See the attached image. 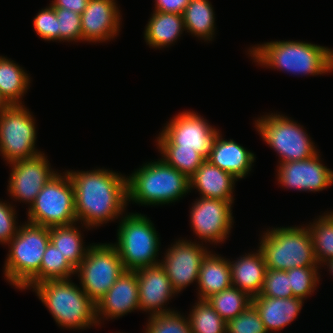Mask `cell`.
<instances>
[{
	"instance_id": "6da1fadb",
	"label": "cell",
	"mask_w": 333,
	"mask_h": 333,
	"mask_svg": "<svg viewBox=\"0 0 333 333\" xmlns=\"http://www.w3.org/2000/svg\"><path fill=\"white\" fill-rule=\"evenodd\" d=\"M74 187L77 223L97 228L119 219L128 205L127 177L113 170H66ZM121 215V216H120Z\"/></svg>"
},
{
	"instance_id": "7a4b0ae2",
	"label": "cell",
	"mask_w": 333,
	"mask_h": 333,
	"mask_svg": "<svg viewBox=\"0 0 333 333\" xmlns=\"http://www.w3.org/2000/svg\"><path fill=\"white\" fill-rule=\"evenodd\" d=\"M247 52L263 68L298 76L333 72V49L311 42L276 40L254 45Z\"/></svg>"
},
{
	"instance_id": "3957f363",
	"label": "cell",
	"mask_w": 333,
	"mask_h": 333,
	"mask_svg": "<svg viewBox=\"0 0 333 333\" xmlns=\"http://www.w3.org/2000/svg\"><path fill=\"white\" fill-rule=\"evenodd\" d=\"M127 192L128 204L168 205L191 193L190 178L158 158L127 176Z\"/></svg>"
},
{
	"instance_id": "277c9868",
	"label": "cell",
	"mask_w": 333,
	"mask_h": 333,
	"mask_svg": "<svg viewBox=\"0 0 333 333\" xmlns=\"http://www.w3.org/2000/svg\"><path fill=\"white\" fill-rule=\"evenodd\" d=\"M72 281L47 280L32 289L58 326L71 330L98 326L96 304Z\"/></svg>"
},
{
	"instance_id": "5b68a950",
	"label": "cell",
	"mask_w": 333,
	"mask_h": 333,
	"mask_svg": "<svg viewBox=\"0 0 333 333\" xmlns=\"http://www.w3.org/2000/svg\"><path fill=\"white\" fill-rule=\"evenodd\" d=\"M259 249L267 269L287 271L295 267H320L308 227L283 226L263 231Z\"/></svg>"
},
{
	"instance_id": "8992f818",
	"label": "cell",
	"mask_w": 333,
	"mask_h": 333,
	"mask_svg": "<svg viewBox=\"0 0 333 333\" xmlns=\"http://www.w3.org/2000/svg\"><path fill=\"white\" fill-rule=\"evenodd\" d=\"M117 250L125 270L160 264V237L153 222L141 213L124 214L118 224L117 241L111 243Z\"/></svg>"
},
{
	"instance_id": "52a82bcc",
	"label": "cell",
	"mask_w": 333,
	"mask_h": 333,
	"mask_svg": "<svg viewBox=\"0 0 333 333\" xmlns=\"http://www.w3.org/2000/svg\"><path fill=\"white\" fill-rule=\"evenodd\" d=\"M50 242V228L25 222L8 245L4 278L21 290L40 270L45 249Z\"/></svg>"
},
{
	"instance_id": "ba28073f",
	"label": "cell",
	"mask_w": 333,
	"mask_h": 333,
	"mask_svg": "<svg viewBox=\"0 0 333 333\" xmlns=\"http://www.w3.org/2000/svg\"><path fill=\"white\" fill-rule=\"evenodd\" d=\"M254 125L262 140L279 155L278 164L305 160L319 152L303 126L284 114L267 113Z\"/></svg>"
},
{
	"instance_id": "9c48e42d",
	"label": "cell",
	"mask_w": 333,
	"mask_h": 333,
	"mask_svg": "<svg viewBox=\"0 0 333 333\" xmlns=\"http://www.w3.org/2000/svg\"><path fill=\"white\" fill-rule=\"evenodd\" d=\"M27 221L51 228L77 223L74 187L68 172L57 173L27 208Z\"/></svg>"
},
{
	"instance_id": "30bf717a",
	"label": "cell",
	"mask_w": 333,
	"mask_h": 333,
	"mask_svg": "<svg viewBox=\"0 0 333 333\" xmlns=\"http://www.w3.org/2000/svg\"><path fill=\"white\" fill-rule=\"evenodd\" d=\"M125 271L116 248L111 243L90 244L85 258L76 268L79 286L96 304Z\"/></svg>"
},
{
	"instance_id": "8fae6325",
	"label": "cell",
	"mask_w": 333,
	"mask_h": 333,
	"mask_svg": "<svg viewBox=\"0 0 333 333\" xmlns=\"http://www.w3.org/2000/svg\"><path fill=\"white\" fill-rule=\"evenodd\" d=\"M32 112L25 105H11L0 113V154L7 164L34 157L37 130Z\"/></svg>"
},
{
	"instance_id": "7c38bea8",
	"label": "cell",
	"mask_w": 333,
	"mask_h": 333,
	"mask_svg": "<svg viewBox=\"0 0 333 333\" xmlns=\"http://www.w3.org/2000/svg\"><path fill=\"white\" fill-rule=\"evenodd\" d=\"M234 201L214 198H197L192 203L190 223L193 233L201 243H224L233 228L232 205Z\"/></svg>"
},
{
	"instance_id": "4fadbf2b",
	"label": "cell",
	"mask_w": 333,
	"mask_h": 333,
	"mask_svg": "<svg viewBox=\"0 0 333 333\" xmlns=\"http://www.w3.org/2000/svg\"><path fill=\"white\" fill-rule=\"evenodd\" d=\"M209 251L201 242L180 238L167 248L160 265L177 295L190 284L198 282L202 260Z\"/></svg>"
},
{
	"instance_id": "5bb4252c",
	"label": "cell",
	"mask_w": 333,
	"mask_h": 333,
	"mask_svg": "<svg viewBox=\"0 0 333 333\" xmlns=\"http://www.w3.org/2000/svg\"><path fill=\"white\" fill-rule=\"evenodd\" d=\"M49 162L42 152L34 157L9 163L11 173L7 193L13 201L24 202L30 207L45 184L58 173L51 168Z\"/></svg>"
},
{
	"instance_id": "9a60e30c",
	"label": "cell",
	"mask_w": 333,
	"mask_h": 333,
	"mask_svg": "<svg viewBox=\"0 0 333 333\" xmlns=\"http://www.w3.org/2000/svg\"><path fill=\"white\" fill-rule=\"evenodd\" d=\"M161 131L174 146L194 149L207 159L220 130L197 112L185 110L167 121Z\"/></svg>"
},
{
	"instance_id": "2e32d148",
	"label": "cell",
	"mask_w": 333,
	"mask_h": 333,
	"mask_svg": "<svg viewBox=\"0 0 333 333\" xmlns=\"http://www.w3.org/2000/svg\"><path fill=\"white\" fill-rule=\"evenodd\" d=\"M319 152L305 160L279 163L277 181L289 190L319 192L333 184V171L323 165Z\"/></svg>"
},
{
	"instance_id": "e0dca14e",
	"label": "cell",
	"mask_w": 333,
	"mask_h": 333,
	"mask_svg": "<svg viewBox=\"0 0 333 333\" xmlns=\"http://www.w3.org/2000/svg\"><path fill=\"white\" fill-rule=\"evenodd\" d=\"M116 0H88L81 14L83 42L105 43L114 40L122 26Z\"/></svg>"
},
{
	"instance_id": "ac0fdd59",
	"label": "cell",
	"mask_w": 333,
	"mask_h": 333,
	"mask_svg": "<svg viewBox=\"0 0 333 333\" xmlns=\"http://www.w3.org/2000/svg\"><path fill=\"white\" fill-rule=\"evenodd\" d=\"M139 311V288L135 271L125 270L114 285L96 303L97 324Z\"/></svg>"
},
{
	"instance_id": "d6986e66",
	"label": "cell",
	"mask_w": 333,
	"mask_h": 333,
	"mask_svg": "<svg viewBox=\"0 0 333 333\" xmlns=\"http://www.w3.org/2000/svg\"><path fill=\"white\" fill-rule=\"evenodd\" d=\"M134 271L138 279L140 311L149 312V316L176 311L165 306L176 292L160 264Z\"/></svg>"
},
{
	"instance_id": "ffe728a7",
	"label": "cell",
	"mask_w": 333,
	"mask_h": 333,
	"mask_svg": "<svg viewBox=\"0 0 333 333\" xmlns=\"http://www.w3.org/2000/svg\"><path fill=\"white\" fill-rule=\"evenodd\" d=\"M221 133L219 131L214 138L206 160L238 180L246 178L252 170L256 155L233 139L223 138Z\"/></svg>"
},
{
	"instance_id": "44dd1931",
	"label": "cell",
	"mask_w": 333,
	"mask_h": 333,
	"mask_svg": "<svg viewBox=\"0 0 333 333\" xmlns=\"http://www.w3.org/2000/svg\"><path fill=\"white\" fill-rule=\"evenodd\" d=\"M303 303L304 299L297 297H252V304L256 307L268 333H277L296 320Z\"/></svg>"
},
{
	"instance_id": "7402d4cb",
	"label": "cell",
	"mask_w": 333,
	"mask_h": 333,
	"mask_svg": "<svg viewBox=\"0 0 333 333\" xmlns=\"http://www.w3.org/2000/svg\"><path fill=\"white\" fill-rule=\"evenodd\" d=\"M236 181L232 174L205 160L190 178V191L196 189L203 198L234 201Z\"/></svg>"
},
{
	"instance_id": "603a6c76",
	"label": "cell",
	"mask_w": 333,
	"mask_h": 333,
	"mask_svg": "<svg viewBox=\"0 0 333 333\" xmlns=\"http://www.w3.org/2000/svg\"><path fill=\"white\" fill-rule=\"evenodd\" d=\"M232 286L245 291L251 297L259 295L267 270L262 251L245 253L236 260L229 259Z\"/></svg>"
},
{
	"instance_id": "cb8c5ba5",
	"label": "cell",
	"mask_w": 333,
	"mask_h": 333,
	"mask_svg": "<svg viewBox=\"0 0 333 333\" xmlns=\"http://www.w3.org/2000/svg\"><path fill=\"white\" fill-rule=\"evenodd\" d=\"M197 286V299L202 300L232 286L229 259L209 251L202 260Z\"/></svg>"
},
{
	"instance_id": "d4e9b609",
	"label": "cell",
	"mask_w": 333,
	"mask_h": 333,
	"mask_svg": "<svg viewBox=\"0 0 333 333\" xmlns=\"http://www.w3.org/2000/svg\"><path fill=\"white\" fill-rule=\"evenodd\" d=\"M144 31V40L153 49L168 48L185 30L181 14L153 10Z\"/></svg>"
},
{
	"instance_id": "484cf974",
	"label": "cell",
	"mask_w": 333,
	"mask_h": 333,
	"mask_svg": "<svg viewBox=\"0 0 333 333\" xmlns=\"http://www.w3.org/2000/svg\"><path fill=\"white\" fill-rule=\"evenodd\" d=\"M30 84L26 70L14 60L0 56V92L11 105H24L22 100Z\"/></svg>"
},
{
	"instance_id": "4316f807",
	"label": "cell",
	"mask_w": 333,
	"mask_h": 333,
	"mask_svg": "<svg viewBox=\"0 0 333 333\" xmlns=\"http://www.w3.org/2000/svg\"><path fill=\"white\" fill-rule=\"evenodd\" d=\"M185 32L206 41L215 35V12L209 0H190L183 14Z\"/></svg>"
},
{
	"instance_id": "83f0119b",
	"label": "cell",
	"mask_w": 333,
	"mask_h": 333,
	"mask_svg": "<svg viewBox=\"0 0 333 333\" xmlns=\"http://www.w3.org/2000/svg\"><path fill=\"white\" fill-rule=\"evenodd\" d=\"M76 225L77 223L50 228V242L75 269L83 261L89 248V245H84L81 228Z\"/></svg>"
},
{
	"instance_id": "f1b7e54d",
	"label": "cell",
	"mask_w": 333,
	"mask_h": 333,
	"mask_svg": "<svg viewBox=\"0 0 333 333\" xmlns=\"http://www.w3.org/2000/svg\"><path fill=\"white\" fill-rule=\"evenodd\" d=\"M155 142L157 143L156 149L161 153V159L189 178H191L200 165L206 160L194 149L174 146L161 132L156 137Z\"/></svg>"
},
{
	"instance_id": "f546056e",
	"label": "cell",
	"mask_w": 333,
	"mask_h": 333,
	"mask_svg": "<svg viewBox=\"0 0 333 333\" xmlns=\"http://www.w3.org/2000/svg\"><path fill=\"white\" fill-rule=\"evenodd\" d=\"M76 269L67 261L60 251L51 243L43 254L39 272L21 289H32L47 280H67L75 274Z\"/></svg>"
},
{
	"instance_id": "4dcf8cb0",
	"label": "cell",
	"mask_w": 333,
	"mask_h": 333,
	"mask_svg": "<svg viewBox=\"0 0 333 333\" xmlns=\"http://www.w3.org/2000/svg\"><path fill=\"white\" fill-rule=\"evenodd\" d=\"M318 264L333 259V211H326L307 224Z\"/></svg>"
},
{
	"instance_id": "1f68e13d",
	"label": "cell",
	"mask_w": 333,
	"mask_h": 333,
	"mask_svg": "<svg viewBox=\"0 0 333 333\" xmlns=\"http://www.w3.org/2000/svg\"><path fill=\"white\" fill-rule=\"evenodd\" d=\"M206 300L226 322L243 313L252 304V297L234 286H230Z\"/></svg>"
},
{
	"instance_id": "d6a6232c",
	"label": "cell",
	"mask_w": 333,
	"mask_h": 333,
	"mask_svg": "<svg viewBox=\"0 0 333 333\" xmlns=\"http://www.w3.org/2000/svg\"><path fill=\"white\" fill-rule=\"evenodd\" d=\"M191 309L188 314L191 333H226V321L207 300L198 299Z\"/></svg>"
},
{
	"instance_id": "836d02e7",
	"label": "cell",
	"mask_w": 333,
	"mask_h": 333,
	"mask_svg": "<svg viewBox=\"0 0 333 333\" xmlns=\"http://www.w3.org/2000/svg\"><path fill=\"white\" fill-rule=\"evenodd\" d=\"M320 267H295L287 270L290 286L294 297L307 299L311 297L320 283ZM320 274V275H319Z\"/></svg>"
},
{
	"instance_id": "e575fe53",
	"label": "cell",
	"mask_w": 333,
	"mask_h": 333,
	"mask_svg": "<svg viewBox=\"0 0 333 333\" xmlns=\"http://www.w3.org/2000/svg\"><path fill=\"white\" fill-rule=\"evenodd\" d=\"M148 317L145 333H191L188 316L177 310Z\"/></svg>"
},
{
	"instance_id": "d590c367",
	"label": "cell",
	"mask_w": 333,
	"mask_h": 333,
	"mask_svg": "<svg viewBox=\"0 0 333 333\" xmlns=\"http://www.w3.org/2000/svg\"><path fill=\"white\" fill-rule=\"evenodd\" d=\"M226 333H268L253 304L226 322Z\"/></svg>"
},
{
	"instance_id": "8d00e7d4",
	"label": "cell",
	"mask_w": 333,
	"mask_h": 333,
	"mask_svg": "<svg viewBox=\"0 0 333 333\" xmlns=\"http://www.w3.org/2000/svg\"><path fill=\"white\" fill-rule=\"evenodd\" d=\"M54 9L58 20L59 41L83 42L81 14L63 8Z\"/></svg>"
},
{
	"instance_id": "74e56055",
	"label": "cell",
	"mask_w": 333,
	"mask_h": 333,
	"mask_svg": "<svg viewBox=\"0 0 333 333\" xmlns=\"http://www.w3.org/2000/svg\"><path fill=\"white\" fill-rule=\"evenodd\" d=\"M271 298L294 297L287 271L267 269L259 295Z\"/></svg>"
},
{
	"instance_id": "f35d334b",
	"label": "cell",
	"mask_w": 333,
	"mask_h": 333,
	"mask_svg": "<svg viewBox=\"0 0 333 333\" xmlns=\"http://www.w3.org/2000/svg\"><path fill=\"white\" fill-rule=\"evenodd\" d=\"M36 34L45 41H59L58 20L55 9L49 4L41 9L33 20Z\"/></svg>"
},
{
	"instance_id": "ab89813d",
	"label": "cell",
	"mask_w": 333,
	"mask_h": 333,
	"mask_svg": "<svg viewBox=\"0 0 333 333\" xmlns=\"http://www.w3.org/2000/svg\"><path fill=\"white\" fill-rule=\"evenodd\" d=\"M11 202L0 200V244L7 245L17 234L20 225L17 224V212Z\"/></svg>"
},
{
	"instance_id": "60d3db41",
	"label": "cell",
	"mask_w": 333,
	"mask_h": 333,
	"mask_svg": "<svg viewBox=\"0 0 333 333\" xmlns=\"http://www.w3.org/2000/svg\"><path fill=\"white\" fill-rule=\"evenodd\" d=\"M190 0H155L156 11L183 14Z\"/></svg>"
},
{
	"instance_id": "b9f144b4",
	"label": "cell",
	"mask_w": 333,
	"mask_h": 333,
	"mask_svg": "<svg viewBox=\"0 0 333 333\" xmlns=\"http://www.w3.org/2000/svg\"><path fill=\"white\" fill-rule=\"evenodd\" d=\"M50 5L53 8H63L78 14L85 10L88 0H52Z\"/></svg>"
},
{
	"instance_id": "7bdbcfd3",
	"label": "cell",
	"mask_w": 333,
	"mask_h": 333,
	"mask_svg": "<svg viewBox=\"0 0 333 333\" xmlns=\"http://www.w3.org/2000/svg\"><path fill=\"white\" fill-rule=\"evenodd\" d=\"M10 106H11V104L5 99V97L0 92V113L3 110H6L7 108H9Z\"/></svg>"
},
{
	"instance_id": "ee69618b",
	"label": "cell",
	"mask_w": 333,
	"mask_h": 333,
	"mask_svg": "<svg viewBox=\"0 0 333 333\" xmlns=\"http://www.w3.org/2000/svg\"><path fill=\"white\" fill-rule=\"evenodd\" d=\"M325 265V266H324ZM321 266L326 267L329 269V273H332L331 275L333 276V259L327 260L321 264Z\"/></svg>"
}]
</instances>
